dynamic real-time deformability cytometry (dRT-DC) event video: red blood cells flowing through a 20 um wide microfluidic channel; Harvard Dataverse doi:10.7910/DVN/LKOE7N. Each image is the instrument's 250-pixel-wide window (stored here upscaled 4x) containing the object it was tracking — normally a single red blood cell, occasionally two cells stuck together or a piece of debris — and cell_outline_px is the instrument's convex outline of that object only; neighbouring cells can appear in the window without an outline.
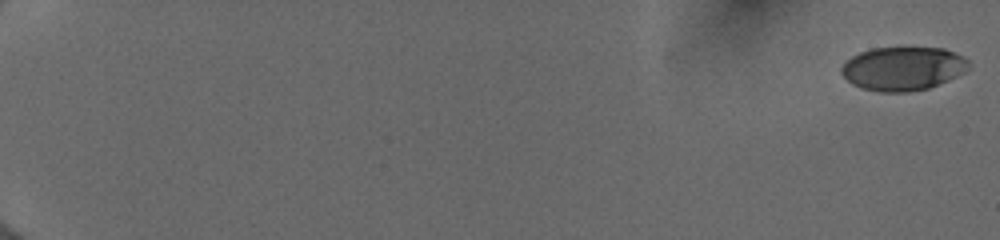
{"species": "human", "species_latin": "Homo sapiens", "temperature_condition": "cold", "stored_images_in_passage": 55, "camera_frame_rate_fps": 3000, "um_per_image_px": 0.085, "donor": {"sex": "female"}, "frame": {"image": 1, "passage_image": 1, "time_ms": 0.0, "image_size_px": [1000, 240], "cell_outline_px": [[968, 68], [964, 72], [948, 80], [928, 88], [908, 92], [880, 92], [860, 88], [852, 84], [840, 72], [840, 68], [852, 56], [860, 52], [872, 48], [900, 44], [904, 44], [944, 48], [964, 56], [968, 60]], "centroid_in_image_um": [76.75, 5.77], "position_along_channel_um": 8.3, "area_um2": 33.41}}
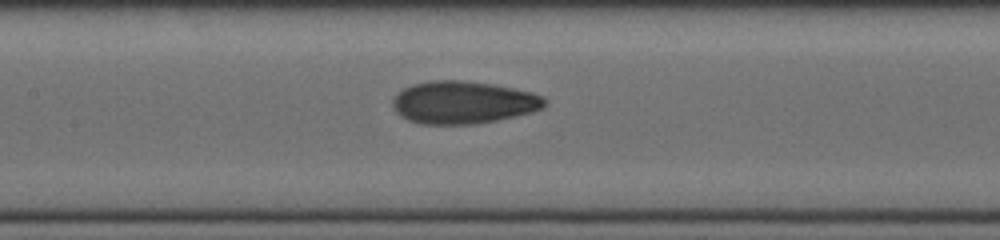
{"frame": {"image": 2, "passage_image": 30, "time_ms": 9.667, "image_size_px": [1000, 240], "cell_outline_px": [[548, 100], [544, 108], [532, 112], [496, 120], [476, 124], [420, 124], [408, 120], [400, 116], [392, 108], [392, 100], [404, 88], [412, 84], [432, 80], [464, 80], [492, 84], [532, 92], [544, 96]], "centroid_in_image_um": [39.38, 8.7], "position_along_channel_um": 168.0, "area_um2": 37.92}}
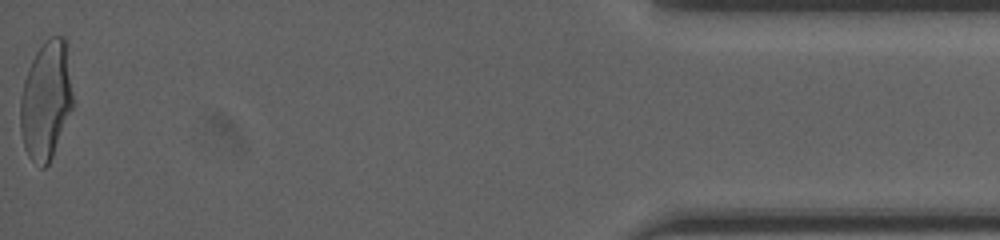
{"frame": {"image": 3, "passage_image": 55, "time_ms": 18.0, "image_size_px": [1000, 240], "cell_outline_px": [[72, 108], [52, 156], [48, 164], [44, 168], [40, 168], [28, 156], [24, 148], [20, 132], [20, 96], [24, 80], [28, 68], [36, 52], [52, 36], [64, 36], [68, 44], [72, 92]], "centroid_in_image_um": [3.91, 8.52], "position_along_channel_um": 431.3, "area_um2": 36.36}, "authors_computed_cell_mechanics": {"area_um2": 35.4314, "velocity_mm_per_s": 4.0082, "shape_relaxation_time_tau1_ms": 4.4202, "shape_relaxation_time_tau2_ms": 1.0029, "deformation_change_tau1": 0.1738, "deformation_change_tau2": 0.0656}}